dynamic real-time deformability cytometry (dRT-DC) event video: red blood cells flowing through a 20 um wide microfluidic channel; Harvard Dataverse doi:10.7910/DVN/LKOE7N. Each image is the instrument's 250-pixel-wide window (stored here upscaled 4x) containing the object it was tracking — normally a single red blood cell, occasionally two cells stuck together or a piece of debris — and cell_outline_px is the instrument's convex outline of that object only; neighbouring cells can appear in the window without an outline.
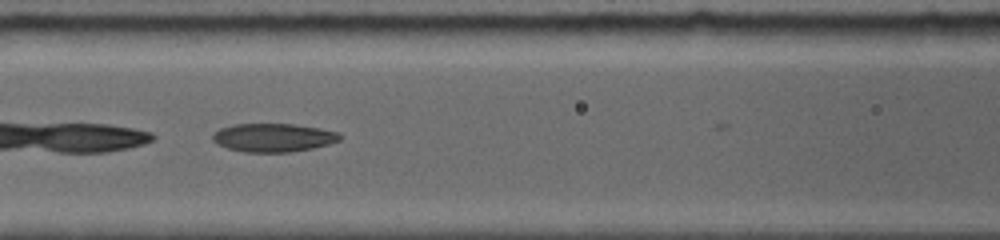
{"species": "common noctule bat (a hibernating species)", "species_latin": "Nyctalus noctula", "temperature_condition": "room temperature", "stored_images_in_passage": 12, "camera_frame_rate_fps": 5000, "um_per_image_px": 0.085, "animal": {"sex": "female", "body_mass_g": 19.0, "forearm_length_mm": 56.7}, "frame": {"image": 1, "passage_image": 5, "time_ms": 1.8, "image_size_px": [1000, 240], "cell_outline_px": [[344, 136], [340, 140], [328, 144], [312, 148], [288, 152], [244, 152], [228, 148], [212, 140], [212, 132], [220, 128], [232, 124], [296, 124], [320, 128], [340, 132]], "centroid_in_image_um": [23.25, 11.68], "position_along_channel_um": 143.3, "area_um2": 21.21}}
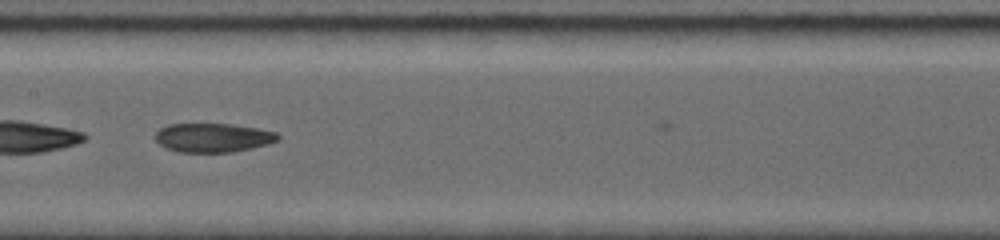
{"frame": {"image": 2, "passage_image": 8, "time_ms": 3.0, "image_size_px": [1000, 240], "cell_outline_px": [[280, 140], [268, 144], [252, 148], [232, 152], [176, 152], [164, 148], [152, 136], [160, 128], [168, 124], [232, 124], [256, 128], [276, 132], [280, 136]], "centroid_in_image_um": [18.08, 11.71], "position_along_channel_um": 189.3, "area_um2": 20.92}}
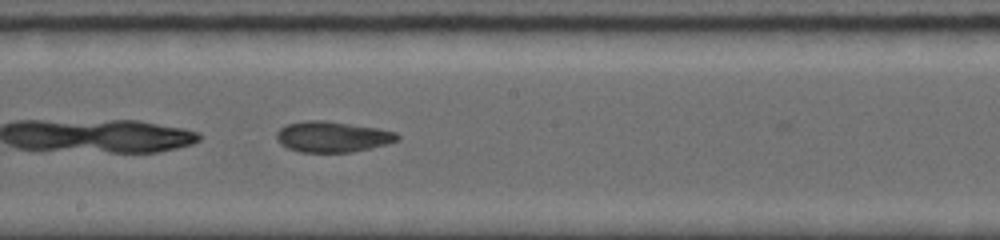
{"frame": {"image": 3, "passage_image": 10, "time_ms": 3.8, "image_size_px": [1000, 240], "cell_outline_px": [[400, 140], [372, 148], [352, 152], [300, 152], [288, 148], [280, 144], [276, 140], [276, 132], [284, 124], [304, 120], [324, 120], [376, 128], [396, 132], [400, 136]], "centroid_in_image_um": [28.22, 11.62], "position_along_channel_um": 220.0, "area_um2": 21.85}}